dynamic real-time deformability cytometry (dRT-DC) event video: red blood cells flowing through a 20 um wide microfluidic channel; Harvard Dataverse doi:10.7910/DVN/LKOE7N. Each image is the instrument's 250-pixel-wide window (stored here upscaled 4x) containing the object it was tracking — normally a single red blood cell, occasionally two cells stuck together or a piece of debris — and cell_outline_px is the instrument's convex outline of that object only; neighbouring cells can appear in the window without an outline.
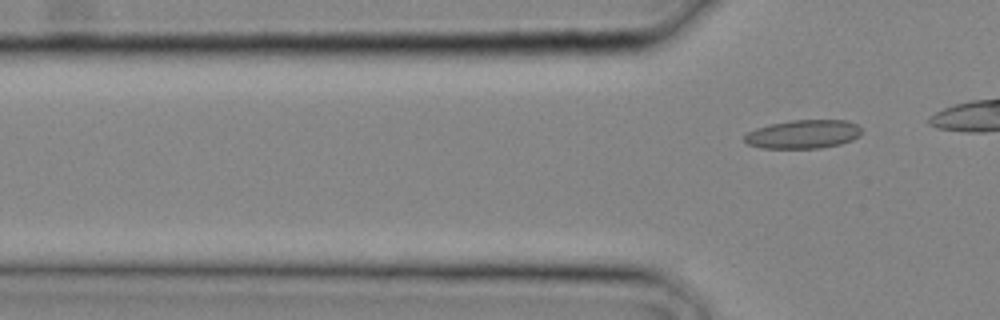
{"species": "common noctule bat (a hibernating species)", "species_latin": "Nyctalus noctula", "temperature_condition": "cold", "stored_images_in_passage": 5, "camera_frame_rate_fps": 3000, "um_per_image_px": 0.085, "animal": {"sex": "male", "body_mass_g": 20.4}, "frame": {"image": 1, "passage_image": 5, "time_ms": 1.333, "image_size_px": [1000, 320], "cell_outline_px": [[860, 136], [852, 140], [840, 144], [820, 148], [760, 148], [748, 144], [744, 140], [744, 136], [748, 132], [756, 128], [768, 124], [792, 120], [848, 120], [856, 124], [860, 128]], "centroid_in_image_um": [68.26, 11.4], "position_along_channel_um": 57.5, "area_um2": 19.59}}